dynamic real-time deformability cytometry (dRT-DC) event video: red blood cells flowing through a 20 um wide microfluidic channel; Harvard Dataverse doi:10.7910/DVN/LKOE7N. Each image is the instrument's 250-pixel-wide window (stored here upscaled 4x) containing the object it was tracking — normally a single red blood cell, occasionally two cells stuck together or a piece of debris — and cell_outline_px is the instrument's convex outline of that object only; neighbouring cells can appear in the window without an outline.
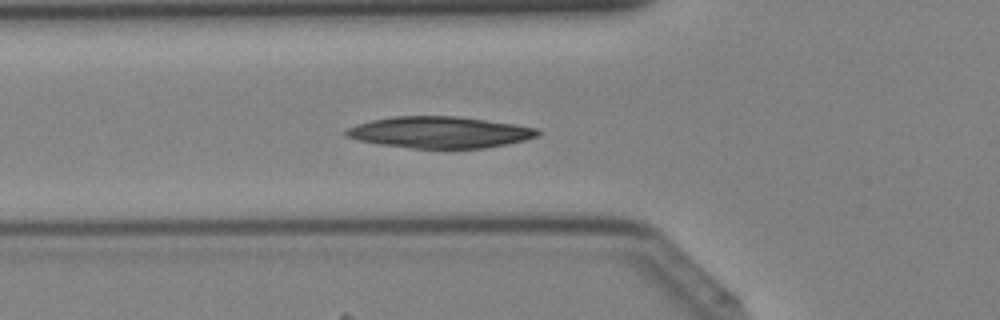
{"species": "Egyptian fruit bat (a non-hibernating species)", "species_latin": "Rousettus aegyptiacus", "temperature_condition": "cold", "stored_images_in_passage": 42, "camera_frame_rate_fps": 3000, "um_per_image_px": 0.085, "animal": {"sex": "female"}, "frame": {"image": 1, "passage_image": 15, "time_ms": 4.667, "image_size_px": [1000, 320], "cell_outline_px": [[540, 136], [508, 144], [484, 148], [412, 148], [380, 144], [360, 140], [344, 136], [344, 132], [348, 128], [356, 124], [372, 120], [392, 116], [456, 116], [516, 124], [540, 128]], "centroid_in_image_um": [37.41, 11.24], "position_along_channel_um": 88.4, "area_um2": 35.2}}
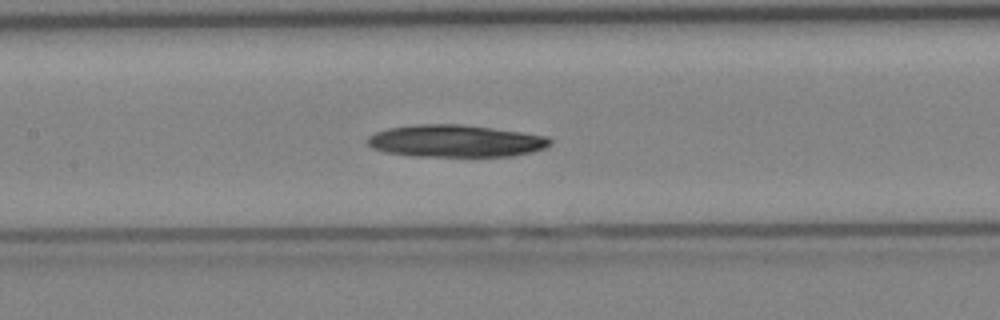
{"frame": {"image": 2, "passage_image": 20, "time_ms": 6.333, "image_size_px": [1000, 320], "cell_outline_px": [[552, 144], [544, 148], [532, 152], [512, 156], [412, 156], [388, 152], [372, 148], [368, 144], [368, 136], [376, 132], [388, 128], [416, 124], [460, 124], [492, 128], [548, 136], [552, 140]], "centroid_in_image_um": [38.74, 11.98], "position_along_channel_um": 168.7, "area_um2": 34.22}}
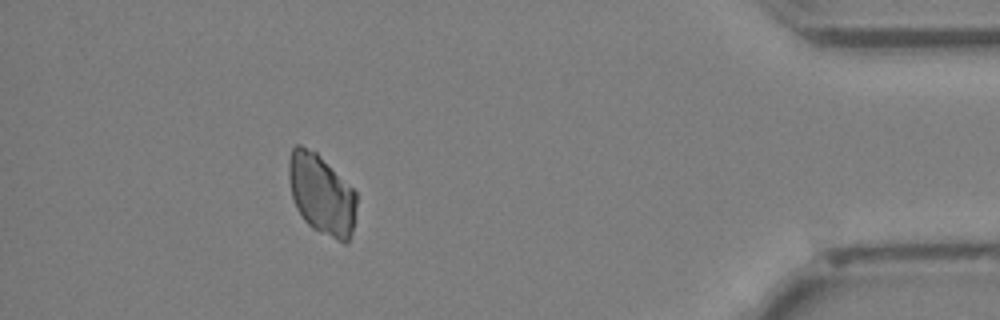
{"frame": {"image": 3, "passage_image": 38, "time_ms": 12.333, "image_size_px": [1000, 320], "cell_outline_px": [[356, 204], [352, 232], [348, 244], [344, 244], [312, 228], [304, 220], [296, 208], [292, 196], [288, 180], [288, 160], [292, 148], [296, 144], [300, 144], [316, 152], [356, 192]], "centroid_in_image_um": [27.3, 16.53], "position_along_channel_um": 407.9, "area_um2": 31.73}}